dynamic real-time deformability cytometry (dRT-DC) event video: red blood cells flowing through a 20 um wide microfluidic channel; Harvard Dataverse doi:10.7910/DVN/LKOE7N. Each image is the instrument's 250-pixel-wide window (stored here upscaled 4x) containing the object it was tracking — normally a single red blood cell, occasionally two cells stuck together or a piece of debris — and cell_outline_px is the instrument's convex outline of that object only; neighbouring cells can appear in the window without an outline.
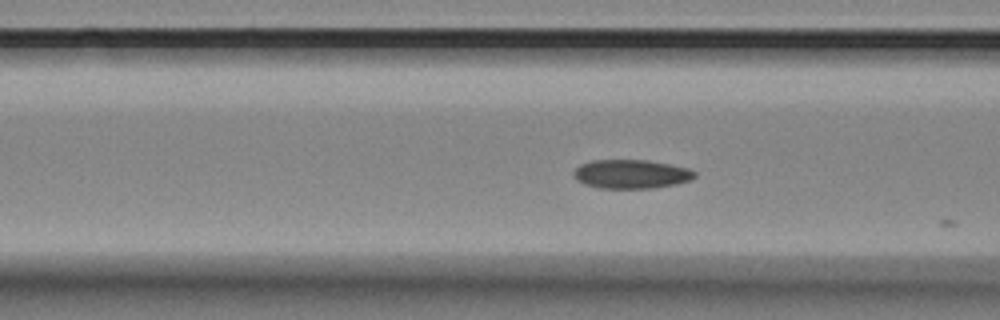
{"species": "Egyptian fruit bat (a non-hibernating species)", "species_latin": "Rousettus aegyptiacus", "temperature_condition": "room temperature", "stored_images_in_passage": 10, "camera_frame_rate_fps": 3000, "um_per_image_px": 0.085, "animal": {"sex": "female"}, "frame": {"image": 1, "passage_image": 4, "time_ms": 1.0, "image_size_px": [1000, 320], "cell_outline_px": [[696, 176], [692, 180], [676, 184], [652, 188], [600, 188], [584, 184], [576, 180], [572, 172], [580, 164], [592, 160], [648, 160], [688, 168], [696, 172]], "centroid_in_image_um": [53.64, 14.79], "position_along_channel_um": 113.0, "area_um2": 20.46}}
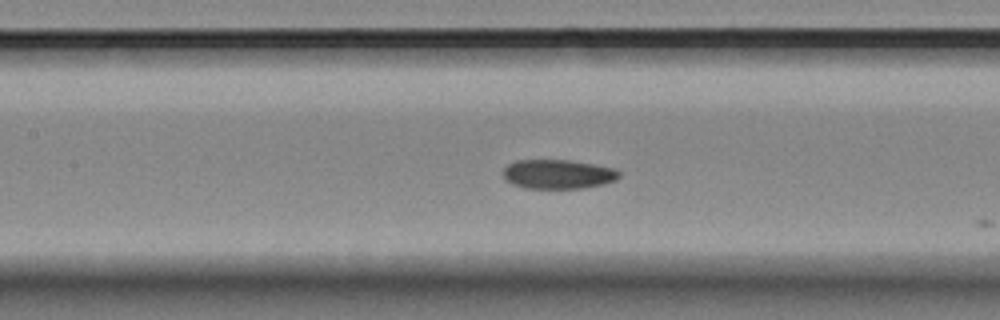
{"frame": {"image": 2, "passage_image": 8, "time_ms": 2.333, "image_size_px": [1000, 320], "cell_outline_px": [[620, 176], [616, 180], [604, 184], [584, 188], [524, 188], [512, 184], [504, 176], [504, 168], [508, 164], [516, 160], [572, 160], [616, 168], [620, 172]], "centroid_in_image_um": [47.47, 14.8], "position_along_channel_um": 159.9, "area_um2": 19.88}}